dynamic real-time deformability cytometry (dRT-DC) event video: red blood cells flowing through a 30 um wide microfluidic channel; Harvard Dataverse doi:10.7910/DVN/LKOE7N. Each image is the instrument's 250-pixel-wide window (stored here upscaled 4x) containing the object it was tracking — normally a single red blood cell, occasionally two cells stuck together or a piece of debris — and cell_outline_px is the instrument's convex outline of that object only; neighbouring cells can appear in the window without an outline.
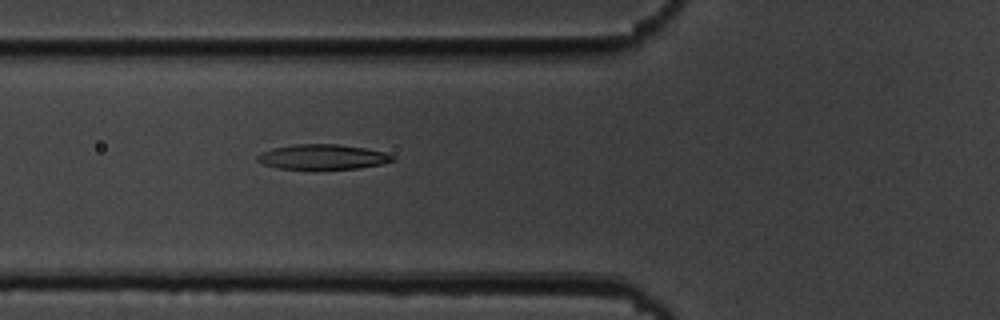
{"species": "common noctule bat (a hibernating species)", "species_latin": "Nyctalus noctula", "temperature_condition": "cold", "stored_images_in_passage": 46, "camera_frame_rate_fps": 3000, "um_per_image_px": 0.085, "animal": {"sex": "male", "body_mass_g": 19.5, "forearm_length_mm": 54.6}, "frame": {"image": 1, "passage_image": 11, "time_ms": 3.333, "image_size_px": [1000, 320], "cell_outline_px": [[396, 160], [380, 164], [360, 168], [276, 168], [264, 164], [256, 160], [256, 156], [260, 152], [272, 148], [292, 144], [336, 144], [364, 148], [384, 152], [396, 156]], "centroid_in_image_um": [27.41, 13.32], "position_along_channel_um": 98.4, "area_um2": 19.54}}
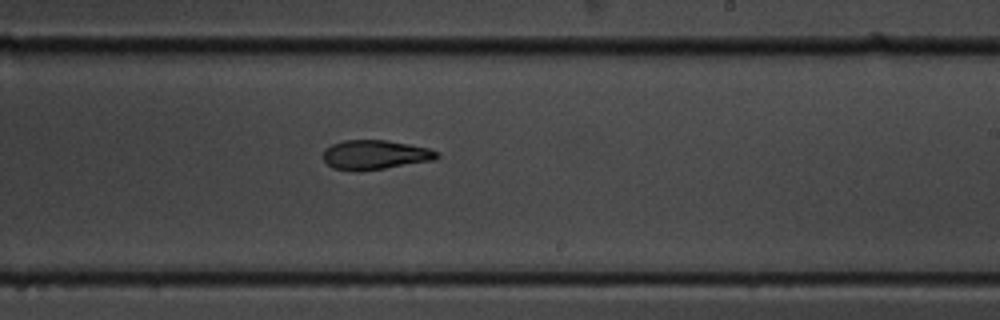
{"frame": {"image": 2, "passage_image": 24, "time_ms": 7.667, "image_size_px": [1000, 320], "cell_outline_px": [[440, 156], [436, 160], [384, 168], [356, 172], [332, 168], [324, 160], [324, 148], [332, 144], [344, 140], [388, 140], [428, 148], [440, 152]], "centroid_in_image_um": [31.89, 13.16], "position_along_channel_um": 257.1, "area_um2": 19.65}}
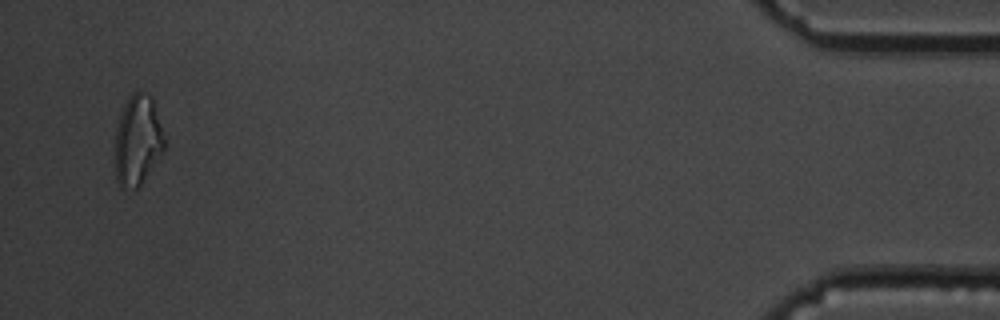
{"frame": {"image": 3, "passage_image": 44, "time_ms": 14.333, "image_size_px": [1000, 320], "cell_outline_px": [[164, 148], [140, 184], [136, 188], [120, 188], [116, 180], [112, 160], [116, 128], [124, 104], [128, 96], [132, 92], [144, 92], [152, 96], [164, 136]], "centroid_in_image_um": [11.63, 11.93], "position_along_channel_um": 423.6, "area_um2": 26.18}, "authors_computed_cell_mechanics": {"area_um2": 20.3167, "velocity_mm_per_s": 3.6605, "shape_relaxation_time_tau1_ms": 4.4452, "shape_relaxation_time_tau2_ms": null, "deformation_change_tau1": 0.1583, "deformation_change_tau2": null}}